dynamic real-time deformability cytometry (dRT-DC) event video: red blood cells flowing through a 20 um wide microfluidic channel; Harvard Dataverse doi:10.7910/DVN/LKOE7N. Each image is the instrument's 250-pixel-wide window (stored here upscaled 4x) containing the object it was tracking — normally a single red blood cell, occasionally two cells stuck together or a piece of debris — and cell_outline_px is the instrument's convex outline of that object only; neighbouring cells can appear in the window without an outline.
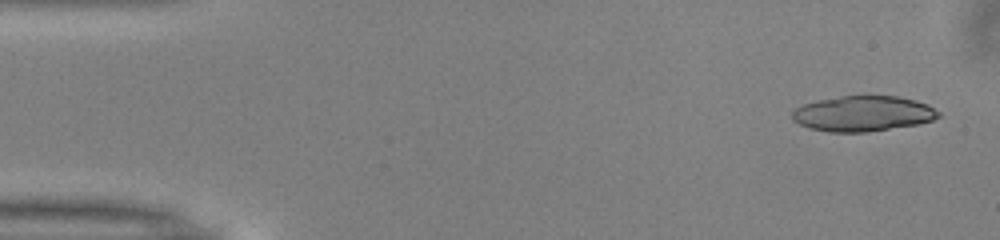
{"species": "common noctule bat (a hibernating species)", "species_latin": "Nyctalus noctula", "temperature_condition": "warm", "stored_images_in_passage": 48, "segment_of_instrument_passage": [1, 2], "camera_frame_rate_fps": 3000, "um_per_image_px": 0.085, "animal": {"sex": "male", "body_mass_g": 13.0, "forearm_length_mm": 53.1}, "frame": {"image": 1, "passage_image": 2, "time_ms": 0.333, "image_size_px": [1000, 240], "cell_outline_px": [[940, 116], [932, 120], [916, 124], [868, 132], [828, 132], [808, 128], [792, 120], [792, 112], [796, 108], [804, 104], [816, 100], [840, 96], [896, 96], [916, 100], [928, 104], [940, 112]], "centroid_in_image_um": [73.34, 9.66], "position_along_channel_um": 11.7, "area_um2": 30.23}}